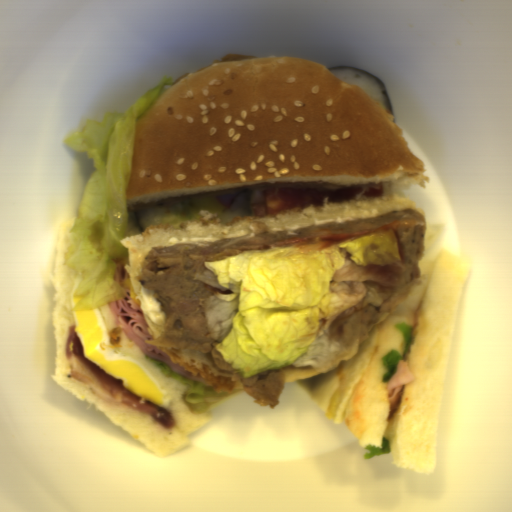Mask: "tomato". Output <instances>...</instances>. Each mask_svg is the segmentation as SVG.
<instances>
[{
	"label": "tomato",
	"mask_w": 512,
	"mask_h": 512,
	"mask_svg": "<svg viewBox=\"0 0 512 512\" xmlns=\"http://www.w3.org/2000/svg\"><path fill=\"white\" fill-rule=\"evenodd\" d=\"M384 197L383 184L350 186L333 191L271 188L263 190L264 203L250 204L249 216H273L283 210H301L307 205L323 206L328 203L350 202L359 199Z\"/></svg>",
	"instance_id": "1"
},
{
	"label": "tomato",
	"mask_w": 512,
	"mask_h": 512,
	"mask_svg": "<svg viewBox=\"0 0 512 512\" xmlns=\"http://www.w3.org/2000/svg\"><path fill=\"white\" fill-rule=\"evenodd\" d=\"M66 340L65 353L67 357H74L79 365L87 368L92 380L101 383L115 403L124 408L153 417L163 426L172 427L174 422L164 407H157L127 390L124 388L122 380L113 378L85 357L81 340L74 324L68 325Z\"/></svg>",
	"instance_id": "2"
},
{
	"label": "tomato",
	"mask_w": 512,
	"mask_h": 512,
	"mask_svg": "<svg viewBox=\"0 0 512 512\" xmlns=\"http://www.w3.org/2000/svg\"><path fill=\"white\" fill-rule=\"evenodd\" d=\"M402 222L398 219L387 225H382L361 231H315L304 235L285 238L275 242L277 246L318 244L320 248L331 246L362 238L369 235L380 234L383 230H399Z\"/></svg>",
	"instance_id": "3"
}]
</instances>
